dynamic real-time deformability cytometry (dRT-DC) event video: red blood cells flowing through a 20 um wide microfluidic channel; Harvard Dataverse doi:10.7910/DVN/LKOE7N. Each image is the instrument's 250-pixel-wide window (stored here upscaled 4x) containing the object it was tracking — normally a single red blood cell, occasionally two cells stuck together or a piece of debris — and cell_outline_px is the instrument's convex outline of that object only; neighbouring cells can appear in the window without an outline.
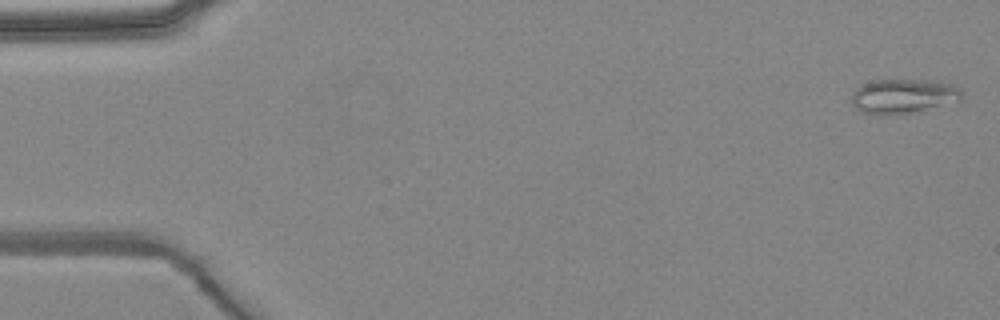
{"species": "common noctule bat (a hibernating species)", "species_latin": "Nyctalus noctula", "temperature_condition": "warm", "stored_images_in_passage": 4, "camera_frame_rate_fps": 3000, "um_per_image_px": 0.085, "animal": {"sex": "female", "body_mass_g": 24.6, "forearm_length_mm": 56.2}, "frame": {"image": 1, "passage_image": 1, "time_ms": 0.0, "image_size_px": [1000, 320], "cell_outline_px": [[964, 96], [960, 100], [912, 112], [884, 116], [880, 116], [864, 112], [856, 108], [852, 104], [852, 92], [856, 88], [872, 80], [920, 80], [952, 84], [960, 88], [964, 92]], "centroid_in_image_um": [76.76, 8.18], "position_along_channel_um": 8.2, "area_um2": 22.02}}